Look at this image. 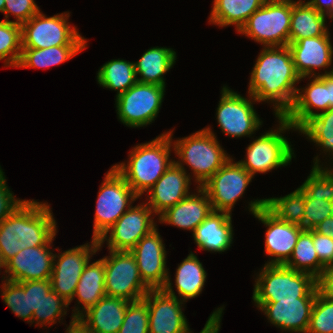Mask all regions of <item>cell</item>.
<instances>
[{"label":"cell","mask_w":333,"mask_h":333,"mask_svg":"<svg viewBox=\"0 0 333 333\" xmlns=\"http://www.w3.org/2000/svg\"><path fill=\"white\" fill-rule=\"evenodd\" d=\"M280 1H292V2H294V0H280Z\"/></svg>","instance_id":"obj_57"},{"label":"cell","mask_w":333,"mask_h":333,"mask_svg":"<svg viewBox=\"0 0 333 333\" xmlns=\"http://www.w3.org/2000/svg\"><path fill=\"white\" fill-rule=\"evenodd\" d=\"M105 256V292L107 296L129 302L143 299L151 290L142 280L136 258L130 251L109 250Z\"/></svg>","instance_id":"obj_11"},{"label":"cell","mask_w":333,"mask_h":333,"mask_svg":"<svg viewBox=\"0 0 333 333\" xmlns=\"http://www.w3.org/2000/svg\"><path fill=\"white\" fill-rule=\"evenodd\" d=\"M254 177L238 162L230 158L201 187L207 192L212 210L232 215V209L243 197Z\"/></svg>","instance_id":"obj_15"},{"label":"cell","mask_w":333,"mask_h":333,"mask_svg":"<svg viewBox=\"0 0 333 333\" xmlns=\"http://www.w3.org/2000/svg\"><path fill=\"white\" fill-rule=\"evenodd\" d=\"M284 266L299 272L309 273L315 278L325 269L320 263L313 245V229L304 230L299 235L295 248Z\"/></svg>","instance_id":"obj_34"},{"label":"cell","mask_w":333,"mask_h":333,"mask_svg":"<svg viewBox=\"0 0 333 333\" xmlns=\"http://www.w3.org/2000/svg\"><path fill=\"white\" fill-rule=\"evenodd\" d=\"M99 187L94 215L93 236L99 239L140 197L111 166Z\"/></svg>","instance_id":"obj_8"},{"label":"cell","mask_w":333,"mask_h":333,"mask_svg":"<svg viewBox=\"0 0 333 333\" xmlns=\"http://www.w3.org/2000/svg\"><path fill=\"white\" fill-rule=\"evenodd\" d=\"M276 118L279 126L256 137L246 149V159L237 161L253 177L290 165L292 158H295L291 142L282 134L287 130H297L284 117Z\"/></svg>","instance_id":"obj_6"},{"label":"cell","mask_w":333,"mask_h":333,"mask_svg":"<svg viewBox=\"0 0 333 333\" xmlns=\"http://www.w3.org/2000/svg\"><path fill=\"white\" fill-rule=\"evenodd\" d=\"M313 245L320 263L325 268L333 266V238L321 235L313 230Z\"/></svg>","instance_id":"obj_47"},{"label":"cell","mask_w":333,"mask_h":333,"mask_svg":"<svg viewBox=\"0 0 333 333\" xmlns=\"http://www.w3.org/2000/svg\"><path fill=\"white\" fill-rule=\"evenodd\" d=\"M87 45H60L44 49L22 48L16 68H49L70 60Z\"/></svg>","instance_id":"obj_32"},{"label":"cell","mask_w":333,"mask_h":333,"mask_svg":"<svg viewBox=\"0 0 333 333\" xmlns=\"http://www.w3.org/2000/svg\"><path fill=\"white\" fill-rule=\"evenodd\" d=\"M333 159V108L308 120L299 130Z\"/></svg>","instance_id":"obj_36"},{"label":"cell","mask_w":333,"mask_h":333,"mask_svg":"<svg viewBox=\"0 0 333 333\" xmlns=\"http://www.w3.org/2000/svg\"><path fill=\"white\" fill-rule=\"evenodd\" d=\"M331 36H317L300 39L288 44L296 72L302 81L306 77L320 76L315 69H329L333 61Z\"/></svg>","instance_id":"obj_21"},{"label":"cell","mask_w":333,"mask_h":333,"mask_svg":"<svg viewBox=\"0 0 333 333\" xmlns=\"http://www.w3.org/2000/svg\"><path fill=\"white\" fill-rule=\"evenodd\" d=\"M330 70H325V85L327 86L328 110L333 108V66Z\"/></svg>","instance_id":"obj_52"},{"label":"cell","mask_w":333,"mask_h":333,"mask_svg":"<svg viewBox=\"0 0 333 333\" xmlns=\"http://www.w3.org/2000/svg\"><path fill=\"white\" fill-rule=\"evenodd\" d=\"M39 12L40 8L34 0H5L3 20L11 21L7 18L12 15L15 18L14 23L23 24Z\"/></svg>","instance_id":"obj_44"},{"label":"cell","mask_w":333,"mask_h":333,"mask_svg":"<svg viewBox=\"0 0 333 333\" xmlns=\"http://www.w3.org/2000/svg\"><path fill=\"white\" fill-rule=\"evenodd\" d=\"M292 1L266 0L254 12L239 34L251 38L263 47L287 46L291 25Z\"/></svg>","instance_id":"obj_7"},{"label":"cell","mask_w":333,"mask_h":333,"mask_svg":"<svg viewBox=\"0 0 333 333\" xmlns=\"http://www.w3.org/2000/svg\"><path fill=\"white\" fill-rule=\"evenodd\" d=\"M85 266L74 293L77 297V307L72 310L74 319H78L84 312L93 307L106 296L104 260L99 259ZM81 305V307H79ZM82 308V309H80Z\"/></svg>","instance_id":"obj_28"},{"label":"cell","mask_w":333,"mask_h":333,"mask_svg":"<svg viewBox=\"0 0 333 333\" xmlns=\"http://www.w3.org/2000/svg\"><path fill=\"white\" fill-rule=\"evenodd\" d=\"M252 69L247 93L259 103H273L275 117H283L294 103L301 78L290 48L263 47Z\"/></svg>","instance_id":"obj_1"},{"label":"cell","mask_w":333,"mask_h":333,"mask_svg":"<svg viewBox=\"0 0 333 333\" xmlns=\"http://www.w3.org/2000/svg\"><path fill=\"white\" fill-rule=\"evenodd\" d=\"M331 217H333V201H331Z\"/></svg>","instance_id":"obj_56"},{"label":"cell","mask_w":333,"mask_h":333,"mask_svg":"<svg viewBox=\"0 0 333 333\" xmlns=\"http://www.w3.org/2000/svg\"><path fill=\"white\" fill-rule=\"evenodd\" d=\"M266 207L280 220L303 228L305 192L300 187L283 197L266 198Z\"/></svg>","instance_id":"obj_35"},{"label":"cell","mask_w":333,"mask_h":333,"mask_svg":"<svg viewBox=\"0 0 333 333\" xmlns=\"http://www.w3.org/2000/svg\"><path fill=\"white\" fill-rule=\"evenodd\" d=\"M248 208L249 212L268 228L265 232V253L271 258L265 264L284 265L304 229L280 220L266 207V198L251 200Z\"/></svg>","instance_id":"obj_12"},{"label":"cell","mask_w":333,"mask_h":333,"mask_svg":"<svg viewBox=\"0 0 333 333\" xmlns=\"http://www.w3.org/2000/svg\"><path fill=\"white\" fill-rule=\"evenodd\" d=\"M172 137L173 130H170L149 142L138 144L129 152L127 163L113 165L139 197L174 163L170 158L173 150Z\"/></svg>","instance_id":"obj_3"},{"label":"cell","mask_w":333,"mask_h":333,"mask_svg":"<svg viewBox=\"0 0 333 333\" xmlns=\"http://www.w3.org/2000/svg\"><path fill=\"white\" fill-rule=\"evenodd\" d=\"M307 2L328 19L333 15V0H310Z\"/></svg>","instance_id":"obj_50"},{"label":"cell","mask_w":333,"mask_h":333,"mask_svg":"<svg viewBox=\"0 0 333 333\" xmlns=\"http://www.w3.org/2000/svg\"><path fill=\"white\" fill-rule=\"evenodd\" d=\"M313 230L321 235L333 238V217H328L316 225Z\"/></svg>","instance_id":"obj_51"},{"label":"cell","mask_w":333,"mask_h":333,"mask_svg":"<svg viewBox=\"0 0 333 333\" xmlns=\"http://www.w3.org/2000/svg\"><path fill=\"white\" fill-rule=\"evenodd\" d=\"M328 217H331V201L325 200L324 197H309L305 193L303 229H313Z\"/></svg>","instance_id":"obj_43"},{"label":"cell","mask_w":333,"mask_h":333,"mask_svg":"<svg viewBox=\"0 0 333 333\" xmlns=\"http://www.w3.org/2000/svg\"><path fill=\"white\" fill-rule=\"evenodd\" d=\"M305 0L292 2L291 25L289 31V43L300 39L330 36L326 26L327 16L314 9Z\"/></svg>","instance_id":"obj_29"},{"label":"cell","mask_w":333,"mask_h":333,"mask_svg":"<svg viewBox=\"0 0 333 333\" xmlns=\"http://www.w3.org/2000/svg\"><path fill=\"white\" fill-rule=\"evenodd\" d=\"M50 204L25 200L0 224V258L6 263L20 250L45 245L57 234Z\"/></svg>","instance_id":"obj_2"},{"label":"cell","mask_w":333,"mask_h":333,"mask_svg":"<svg viewBox=\"0 0 333 333\" xmlns=\"http://www.w3.org/2000/svg\"><path fill=\"white\" fill-rule=\"evenodd\" d=\"M68 306V302L50 290L41 303L40 316H33L32 324L36 323L39 327H46V325L51 326L57 323L58 320L60 323V320H63L62 317L67 314Z\"/></svg>","instance_id":"obj_41"},{"label":"cell","mask_w":333,"mask_h":333,"mask_svg":"<svg viewBox=\"0 0 333 333\" xmlns=\"http://www.w3.org/2000/svg\"><path fill=\"white\" fill-rule=\"evenodd\" d=\"M320 162L318 155L314 157L310 174L299 187L309 197H324L325 200L333 201V168H328L323 163L320 165Z\"/></svg>","instance_id":"obj_38"},{"label":"cell","mask_w":333,"mask_h":333,"mask_svg":"<svg viewBox=\"0 0 333 333\" xmlns=\"http://www.w3.org/2000/svg\"><path fill=\"white\" fill-rule=\"evenodd\" d=\"M172 144L179 159H174V162L184 170L185 164L191 168L197 187H201L231 158L209 126L178 138Z\"/></svg>","instance_id":"obj_4"},{"label":"cell","mask_w":333,"mask_h":333,"mask_svg":"<svg viewBox=\"0 0 333 333\" xmlns=\"http://www.w3.org/2000/svg\"><path fill=\"white\" fill-rule=\"evenodd\" d=\"M224 309V306L215 309L213 313L209 316L206 324L204 325V328L200 331V333H219V330L221 328L220 324L222 319V313Z\"/></svg>","instance_id":"obj_49"},{"label":"cell","mask_w":333,"mask_h":333,"mask_svg":"<svg viewBox=\"0 0 333 333\" xmlns=\"http://www.w3.org/2000/svg\"><path fill=\"white\" fill-rule=\"evenodd\" d=\"M66 333H93L86 328L79 320L73 317L70 320L69 326L65 330Z\"/></svg>","instance_id":"obj_53"},{"label":"cell","mask_w":333,"mask_h":333,"mask_svg":"<svg viewBox=\"0 0 333 333\" xmlns=\"http://www.w3.org/2000/svg\"><path fill=\"white\" fill-rule=\"evenodd\" d=\"M6 182V177L0 166V224L25 201L24 199H17Z\"/></svg>","instance_id":"obj_46"},{"label":"cell","mask_w":333,"mask_h":333,"mask_svg":"<svg viewBox=\"0 0 333 333\" xmlns=\"http://www.w3.org/2000/svg\"><path fill=\"white\" fill-rule=\"evenodd\" d=\"M2 283V300L17 317L32 324L33 312L29 311L28 291H24L19 282L5 280Z\"/></svg>","instance_id":"obj_39"},{"label":"cell","mask_w":333,"mask_h":333,"mask_svg":"<svg viewBox=\"0 0 333 333\" xmlns=\"http://www.w3.org/2000/svg\"><path fill=\"white\" fill-rule=\"evenodd\" d=\"M318 293L333 300V266L326 267L316 278Z\"/></svg>","instance_id":"obj_48"},{"label":"cell","mask_w":333,"mask_h":333,"mask_svg":"<svg viewBox=\"0 0 333 333\" xmlns=\"http://www.w3.org/2000/svg\"><path fill=\"white\" fill-rule=\"evenodd\" d=\"M252 299L258 307L262 302L316 298V278L306 272H299L284 265H267L255 278Z\"/></svg>","instance_id":"obj_5"},{"label":"cell","mask_w":333,"mask_h":333,"mask_svg":"<svg viewBox=\"0 0 333 333\" xmlns=\"http://www.w3.org/2000/svg\"><path fill=\"white\" fill-rule=\"evenodd\" d=\"M220 93L215 116L223 134L230 138L250 137L260 129L263 121L254 109L258 101L252 95L245 98L228 86H223Z\"/></svg>","instance_id":"obj_13"},{"label":"cell","mask_w":333,"mask_h":333,"mask_svg":"<svg viewBox=\"0 0 333 333\" xmlns=\"http://www.w3.org/2000/svg\"><path fill=\"white\" fill-rule=\"evenodd\" d=\"M175 162L147 191L145 202L158 217L190 194L191 176Z\"/></svg>","instance_id":"obj_20"},{"label":"cell","mask_w":333,"mask_h":333,"mask_svg":"<svg viewBox=\"0 0 333 333\" xmlns=\"http://www.w3.org/2000/svg\"><path fill=\"white\" fill-rule=\"evenodd\" d=\"M64 12L46 17L41 11L21 24L22 48L44 49L60 45H87L86 38L79 34Z\"/></svg>","instance_id":"obj_9"},{"label":"cell","mask_w":333,"mask_h":333,"mask_svg":"<svg viewBox=\"0 0 333 333\" xmlns=\"http://www.w3.org/2000/svg\"><path fill=\"white\" fill-rule=\"evenodd\" d=\"M315 298H296L295 300H279L262 302L257 308L268 321L290 333H306L309 327Z\"/></svg>","instance_id":"obj_22"},{"label":"cell","mask_w":333,"mask_h":333,"mask_svg":"<svg viewBox=\"0 0 333 333\" xmlns=\"http://www.w3.org/2000/svg\"><path fill=\"white\" fill-rule=\"evenodd\" d=\"M22 51L21 24L13 21H0V61L4 67L16 68Z\"/></svg>","instance_id":"obj_37"},{"label":"cell","mask_w":333,"mask_h":333,"mask_svg":"<svg viewBox=\"0 0 333 333\" xmlns=\"http://www.w3.org/2000/svg\"><path fill=\"white\" fill-rule=\"evenodd\" d=\"M155 214L146 203L131 206L104 235L99 245L107 242L109 250L130 251L141 238L156 228ZM110 233V235L108 234Z\"/></svg>","instance_id":"obj_16"},{"label":"cell","mask_w":333,"mask_h":333,"mask_svg":"<svg viewBox=\"0 0 333 333\" xmlns=\"http://www.w3.org/2000/svg\"><path fill=\"white\" fill-rule=\"evenodd\" d=\"M196 190L198 194L191 192L183 200L162 213L157 218L159 222L174 225L193 233L196 227L212 212L207 192L202 187H196Z\"/></svg>","instance_id":"obj_24"},{"label":"cell","mask_w":333,"mask_h":333,"mask_svg":"<svg viewBox=\"0 0 333 333\" xmlns=\"http://www.w3.org/2000/svg\"><path fill=\"white\" fill-rule=\"evenodd\" d=\"M306 333H333V300L317 292Z\"/></svg>","instance_id":"obj_40"},{"label":"cell","mask_w":333,"mask_h":333,"mask_svg":"<svg viewBox=\"0 0 333 333\" xmlns=\"http://www.w3.org/2000/svg\"><path fill=\"white\" fill-rule=\"evenodd\" d=\"M165 87L136 82L126 92L116 96V112L121 123L130 128L147 126L158 116Z\"/></svg>","instance_id":"obj_10"},{"label":"cell","mask_w":333,"mask_h":333,"mask_svg":"<svg viewBox=\"0 0 333 333\" xmlns=\"http://www.w3.org/2000/svg\"><path fill=\"white\" fill-rule=\"evenodd\" d=\"M176 52L172 48L152 47L149 48L134 62L137 82L156 84L166 87L164 74L175 65Z\"/></svg>","instance_id":"obj_30"},{"label":"cell","mask_w":333,"mask_h":333,"mask_svg":"<svg viewBox=\"0 0 333 333\" xmlns=\"http://www.w3.org/2000/svg\"><path fill=\"white\" fill-rule=\"evenodd\" d=\"M143 300L149 314V333H192L183 313V304L163 289H151Z\"/></svg>","instance_id":"obj_17"},{"label":"cell","mask_w":333,"mask_h":333,"mask_svg":"<svg viewBox=\"0 0 333 333\" xmlns=\"http://www.w3.org/2000/svg\"><path fill=\"white\" fill-rule=\"evenodd\" d=\"M157 227L130 250L136 258L140 276L150 289H162L169 276L166 248Z\"/></svg>","instance_id":"obj_18"},{"label":"cell","mask_w":333,"mask_h":333,"mask_svg":"<svg viewBox=\"0 0 333 333\" xmlns=\"http://www.w3.org/2000/svg\"><path fill=\"white\" fill-rule=\"evenodd\" d=\"M118 333H149L148 306L143 299L128 304Z\"/></svg>","instance_id":"obj_42"},{"label":"cell","mask_w":333,"mask_h":333,"mask_svg":"<svg viewBox=\"0 0 333 333\" xmlns=\"http://www.w3.org/2000/svg\"><path fill=\"white\" fill-rule=\"evenodd\" d=\"M232 227V215L212 210L193 232L194 243L203 251L225 252L233 243Z\"/></svg>","instance_id":"obj_25"},{"label":"cell","mask_w":333,"mask_h":333,"mask_svg":"<svg viewBox=\"0 0 333 333\" xmlns=\"http://www.w3.org/2000/svg\"><path fill=\"white\" fill-rule=\"evenodd\" d=\"M266 0H214L209 23L219 27L235 25L237 33Z\"/></svg>","instance_id":"obj_31"},{"label":"cell","mask_w":333,"mask_h":333,"mask_svg":"<svg viewBox=\"0 0 333 333\" xmlns=\"http://www.w3.org/2000/svg\"><path fill=\"white\" fill-rule=\"evenodd\" d=\"M55 236L56 234L45 245L27 247L9 259L5 263L6 274L2 280L23 282L50 279L55 255L54 251H51V244Z\"/></svg>","instance_id":"obj_19"},{"label":"cell","mask_w":333,"mask_h":333,"mask_svg":"<svg viewBox=\"0 0 333 333\" xmlns=\"http://www.w3.org/2000/svg\"><path fill=\"white\" fill-rule=\"evenodd\" d=\"M5 0H0V12H4Z\"/></svg>","instance_id":"obj_54"},{"label":"cell","mask_w":333,"mask_h":333,"mask_svg":"<svg viewBox=\"0 0 333 333\" xmlns=\"http://www.w3.org/2000/svg\"><path fill=\"white\" fill-rule=\"evenodd\" d=\"M1 268L5 269V263L0 258V270H1Z\"/></svg>","instance_id":"obj_55"},{"label":"cell","mask_w":333,"mask_h":333,"mask_svg":"<svg viewBox=\"0 0 333 333\" xmlns=\"http://www.w3.org/2000/svg\"><path fill=\"white\" fill-rule=\"evenodd\" d=\"M24 291H28L29 311L33 316H40V307L45 295L52 290L50 279L19 282Z\"/></svg>","instance_id":"obj_45"},{"label":"cell","mask_w":333,"mask_h":333,"mask_svg":"<svg viewBox=\"0 0 333 333\" xmlns=\"http://www.w3.org/2000/svg\"><path fill=\"white\" fill-rule=\"evenodd\" d=\"M312 78L304 88H298L292 107L283 116L298 131L308 120L328 110L325 74ZM302 90V91H301ZM315 109V111H314ZM320 111V112H319Z\"/></svg>","instance_id":"obj_23"},{"label":"cell","mask_w":333,"mask_h":333,"mask_svg":"<svg viewBox=\"0 0 333 333\" xmlns=\"http://www.w3.org/2000/svg\"><path fill=\"white\" fill-rule=\"evenodd\" d=\"M168 276L165 286L162 288L167 294L180 297V301L187 302L201 294L207 279V273L202 262L190 251V254L180 264L175 272V288L177 296L173 290V284Z\"/></svg>","instance_id":"obj_27"},{"label":"cell","mask_w":333,"mask_h":333,"mask_svg":"<svg viewBox=\"0 0 333 333\" xmlns=\"http://www.w3.org/2000/svg\"><path fill=\"white\" fill-rule=\"evenodd\" d=\"M97 82L103 88L117 91L116 96L126 92L137 82L134 62L112 59L104 63L98 70Z\"/></svg>","instance_id":"obj_33"},{"label":"cell","mask_w":333,"mask_h":333,"mask_svg":"<svg viewBox=\"0 0 333 333\" xmlns=\"http://www.w3.org/2000/svg\"><path fill=\"white\" fill-rule=\"evenodd\" d=\"M129 303L106 295L77 320L93 333H118Z\"/></svg>","instance_id":"obj_26"},{"label":"cell","mask_w":333,"mask_h":333,"mask_svg":"<svg viewBox=\"0 0 333 333\" xmlns=\"http://www.w3.org/2000/svg\"><path fill=\"white\" fill-rule=\"evenodd\" d=\"M101 247L98 240L92 238L90 243L65 250L58 255L55 253L50 277L51 288L69 305L74 300L76 286L85 266Z\"/></svg>","instance_id":"obj_14"}]
</instances>
